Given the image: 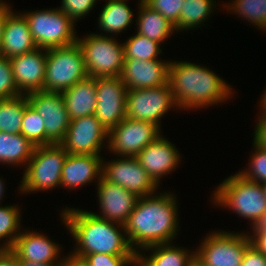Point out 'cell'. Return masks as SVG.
<instances>
[{"label":"cell","mask_w":266,"mask_h":266,"mask_svg":"<svg viewBox=\"0 0 266 266\" xmlns=\"http://www.w3.org/2000/svg\"><path fill=\"white\" fill-rule=\"evenodd\" d=\"M146 5L158 11L171 24L179 23V16L184 0H142Z\"/></svg>","instance_id":"37"},{"label":"cell","mask_w":266,"mask_h":266,"mask_svg":"<svg viewBox=\"0 0 266 266\" xmlns=\"http://www.w3.org/2000/svg\"><path fill=\"white\" fill-rule=\"evenodd\" d=\"M17 264L18 266H66L67 262H58V263H36L34 261L22 260L17 255Z\"/></svg>","instance_id":"44"},{"label":"cell","mask_w":266,"mask_h":266,"mask_svg":"<svg viewBox=\"0 0 266 266\" xmlns=\"http://www.w3.org/2000/svg\"><path fill=\"white\" fill-rule=\"evenodd\" d=\"M169 60L124 59L122 82L128 90L154 88L168 82Z\"/></svg>","instance_id":"19"},{"label":"cell","mask_w":266,"mask_h":266,"mask_svg":"<svg viewBox=\"0 0 266 266\" xmlns=\"http://www.w3.org/2000/svg\"><path fill=\"white\" fill-rule=\"evenodd\" d=\"M168 82L179 110L225 103L234 94L214 71L188 61H169Z\"/></svg>","instance_id":"3"},{"label":"cell","mask_w":266,"mask_h":266,"mask_svg":"<svg viewBox=\"0 0 266 266\" xmlns=\"http://www.w3.org/2000/svg\"><path fill=\"white\" fill-rule=\"evenodd\" d=\"M21 230L23 231L16 238L11 248L20 259L36 263L67 262L68 254L64 258H60L61 256L59 255L62 248L59 244L49 239L47 235L38 233L37 230L36 232L27 229Z\"/></svg>","instance_id":"20"},{"label":"cell","mask_w":266,"mask_h":266,"mask_svg":"<svg viewBox=\"0 0 266 266\" xmlns=\"http://www.w3.org/2000/svg\"><path fill=\"white\" fill-rule=\"evenodd\" d=\"M135 157L158 186L161 178L173 172L181 162L178 149L162 134Z\"/></svg>","instance_id":"17"},{"label":"cell","mask_w":266,"mask_h":266,"mask_svg":"<svg viewBox=\"0 0 266 266\" xmlns=\"http://www.w3.org/2000/svg\"><path fill=\"white\" fill-rule=\"evenodd\" d=\"M254 233L266 232V212L251 226Z\"/></svg>","instance_id":"45"},{"label":"cell","mask_w":266,"mask_h":266,"mask_svg":"<svg viewBox=\"0 0 266 266\" xmlns=\"http://www.w3.org/2000/svg\"><path fill=\"white\" fill-rule=\"evenodd\" d=\"M28 103L44 120L46 136L61 143L67 134L70 119L62 93L33 91L26 94Z\"/></svg>","instance_id":"15"},{"label":"cell","mask_w":266,"mask_h":266,"mask_svg":"<svg viewBox=\"0 0 266 266\" xmlns=\"http://www.w3.org/2000/svg\"><path fill=\"white\" fill-rule=\"evenodd\" d=\"M102 155L68 154L61 172V187L81 188L102 177Z\"/></svg>","instance_id":"21"},{"label":"cell","mask_w":266,"mask_h":266,"mask_svg":"<svg viewBox=\"0 0 266 266\" xmlns=\"http://www.w3.org/2000/svg\"><path fill=\"white\" fill-rule=\"evenodd\" d=\"M87 76L83 54L77 42L47 49L45 92L62 93Z\"/></svg>","instance_id":"7"},{"label":"cell","mask_w":266,"mask_h":266,"mask_svg":"<svg viewBox=\"0 0 266 266\" xmlns=\"http://www.w3.org/2000/svg\"><path fill=\"white\" fill-rule=\"evenodd\" d=\"M0 266H18L16 254L11 249H0Z\"/></svg>","instance_id":"42"},{"label":"cell","mask_w":266,"mask_h":266,"mask_svg":"<svg viewBox=\"0 0 266 266\" xmlns=\"http://www.w3.org/2000/svg\"><path fill=\"white\" fill-rule=\"evenodd\" d=\"M241 266H266V255L250 244L244 252Z\"/></svg>","instance_id":"39"},{"label":"cell","mask_w":266,"mask_h":266,"mask_svg":"<svg viewBox=\"0 0 266 266\" xmlns=\"http://www.w3.org/2000/svg\"><path fill=\"white\" fill-rule=\"evenodd\" d=\"M3 180H4L3 178H0V203H1V201H2V198L4 197L3 194L5 193V192H4V190H5V189H4V188H5L4 184H5V183L3 182Z\"/></svg>","instance_id":"48"},{"label":"cell","mask_w":266,"mask_h":266,"mask_svg":"<svg viewBox=\"0 0 266 266\" xmlns=\"http://www.w3.org/2000/svg\"><path fill=\"white\" fill-rule=\"evenodd\" d=\"M70 120L94 115L97 106L95 78L87 76L62 92Z\"/></svg>","instance_id":"23"},{"label":"cell","mask_w":266,"mask_h":266,"mask_svg":"<svg viewBox=\"0 0 266 266\" xmlns=\"http://www.w3.org/2000/svg\"><path fill=\"white\" fill-rule=\"evenodd\" d=\"M38 48L63 47L77 42L75 22L58 7L22 13Z\"/></svg>","instance_id":"8"},{"label":"cell","mask_w":266,"mask_h":266,"mask_svg":"<svg viewBox=\"0 0 266 266\" xmlns=\"http://www.w3.org/2000/svg\"><path fill=\"white\" fill-rule=\"evenodd\" d=\"M122 158V159H121ZM121 158L102 160V177L117 184L138 197L155 194L159 187L140 165L136 157L122 156Z\"/></svg>","instance_id":"12"},{"label":"cell","mask_w":266,"mask_h":266,"mask_svg":"<svg viewBox=\"0 0 266 266\" xmlns=\"http://www.w3.org/2000/svg\"><path fill=\"white\" fill-rule=\"evenodd\" d=\"M68 152L60 144L35 146L20 182V192L36 193L61 187V172Z\"/></svg>","instance_id":"5"},{"label":"cell","mask_w":266,"mask_h":266,"mask_svg":"<svg viewBox=\"0 0 266 266\" xmlns=\"http://www.w3.org/2000/svg\"><path fill=\"white\" fill-rule=\"evenodd\" d=\"M233 14L244 17L248 22L253 24L255 28H260L266 32V0H232L223 4Z\"/></svg>","instance_id":"30"},{"label":"cell","mask_w":266,"mask_h":266,"mask_svg":"<svg viewBox=\"0 0 266 266\" xmlns=\"http://www.w3.org/2000/svg\"><path fill=\"white\" fill-rule=\"evenodd\" d=\"M220 231L205 236L194 251L196 260L202 266H241L244 252L251 244L250 232Z\"/></svg>","instance_id":"9"},{"label":"cell","mask_w":266,"mask_h":266,"mask_svg":"<svg viewBox=\"0 0 266 266\" xmlns=\"http://www.w3.org/2000/svg\"><path fill=\"white\" fill-rule=\"evenodd\" d=\"M216 188L212 194L213 204L234 210L238 216L251 221V226L266 212V197L261 184L247 180L238 172Z\"/></svg>","instance_id":"4"},{"label":"cell","mask_w":266,"mask_h":266,"mask_svg":"<svg viewBox=\"0 0 266 266\" xmlns=\"http://www.w3.org/2000/svg\"><path fill=\"white\" fill-rule=\"evenodd\" d=\"M261 186H262V189H263L264 195H265V197H266V182L261 183Z\"/></svg>","instance_id":"50"},{"label":"cell","mask_w":266,"mask_h":266,"mask_svg":"<svg viewBox=\"0 0 266 266\" xmlns=\"http://www.w3.org/2000/svg\"><path fill=\"white\" fill-rule=\"evenodd\" d=\"M187 266H202L194 257L193 260Z\"/></svg>","instance_id":"49"},{"label":"cell","mask_w":266,"mask_h":266,"mask_svg":"<svg viewBox=\"0 0 266 266\" xmlns=\"http://www.w3.org/2000/svg\"><path fill=\"white\" fill-rule=\"evenodd\" d=\"M83 54L86 73L89 77L120 76L124 66V47L113 35L96 33L77 38Z\"/></svg>","instance_id":"6"},{"label":"cell","mask_w":266,"mask_h":266,"mask_svg":"<svg viewBox=\"0 0 266 266\" xmlns=\"http://www.w3.org/2000/svg\"><path fill=\"white\" fill-rule=\"evenodd\" d=\"M28 104L26 95L0 100V132L21 133L22 118Z\"/></svg>","instance_id":"29"},{"label":"cell","mask_w":266,"mask_h":266,"mask_svg":"<svg viewBox=\"0 0 266 266\" xmlns=\"http://www.w3.org/2000/svg\"><path fill=\"white\" fill-rule=\"evenodd\" d=\"M122 44L124 59L160 60L157 57L162 53L161 43L150 40L139 33L132 35Z\"/></svg>","instance_id":"32"},{"label":"cell","mask_w":266,"mask_h":266,"mask_svg":"<svg viewBox=\"0 0 266 266\" xmlns=\"http://www.w3.org/2000/svg\"><path fill=\"white\" fill-rule=\"evenodd\" d=\"M264 93L262 94V97L260 98V104H259V109L261 113H259L258 117H263L266 118V88L263 91Z\"/></svg>","instance_id":"46"},{"label":"cell","mask_w":266,"mask_h":266,"mask_svg":"<svg viewBox=\"0 0 266 266\" xmlns=\"http://www.w3.org/2000/svg\"><path fill=\"white\" fill-rule=\"evenodd\" d=\"M97 106L95 116L107 131L126 118L128 88L120 76L95 78Z\"/></svg>","instance_id":"13"},{"label":"cell","mask_w":266,"mask_h":266,"mask_svg":"<svg viewBox=\"0 0 266 266\" xmlns=\"http://www.w3.org/2000/svg\"><path fill=\"white\" fill-rule=\"evenodd\" d=\"M86 266H136L137 256H117L104 253L69 255Z\"/></svg>","instance_id":"35"},{"label":"cell","mask_w":266,"mask_h":266,"mask_svg":"<svg viewBox=\"0 0 266 266\" xmlns=\"http://www.w3.org/2000/svg\"><path fill=\"white\" fill-rule=\"evenodd\" d=\"M215 3L216 0H184L180 11L179 23L175 26L176 31L182 32L200 28V25H203L211 13L215 11Z\"/></svg>","instance_id":"28"},{"label":"cell","mask_w":266,"mask_h":266,"mask_svg":"<svg viewBox=\"0 0 266 266\" xmlns=\"http://www.w3.org/2000/svg\"><path fill=\"white\" fill-rule=\"evenodd\" d=\"M160 135L161 129L152 122L125 118L108 131L105 146L120 157H135Z\"/></svg>","instance_id":"11"},{"label":"cell","mask_w":266,"mask_h":266,"mask_svg":"<svg viewBox=\"0 0 266 266\" xmlns=\"http://www.w3.org/2000/svg\"><path fill=\"white\" fill-rule=\"evenodd\" d=\"M37 45L31 35L27 19L22 13L13 10L6 16L4 26L1 55L11 58L23 55L37 49Z\"/></svg>","instance_id":"22"},{"label":"cell","mask_w":266,"mask_h":266,"mask_svg":"<svg viewBox=\"0 0 266 266\" xmlns=\"http://www.w3.org/2000/svg\"><path fill=\"white\" fill-rule=\"evenodd\" d=\"M252 144L254 153L248 163L249 168L238 171V173L247 180L261 184L266 182V148L259 146L255 141Z\"/></svg>","instance_id":"34"},{"label":"cell","mask_w":266,"mask_h":266,"mask_svg":"<svg viewBox=\"0 0 266 266\" xmlns=\"http://www.w3.org/2000/svg\"><path fill=\"white\" fill-rule=\"evenodd\" d=\"M157 194L159 192L139 197L124 224L127 239L136 254L149 246L171 243L179 232L176 195L169 191Z\"/></svg>","instance_id":"1"},{"label":"cell","mask_w":266,"mask_h":266,"mask_svg":"<svg viewBox=\"0 0 266 266\" xmlns=\"http://www.w3.org/2000/svg\"><path fill=\"white\" fill-rule=\"evenodd\" d=\"M172 107L179 109L169 82L154 88L127 92L126 118L152 122L161 128V118Z\"/></svg>","instance_id":"10"},{"label":"cell","mask_w":266,"mask_h":266,"mask_svg":"<svg viewBox=\"0 0 266 266\" xmlns=\"http://www.w3.org/2000/svg\"><path fill=\"white\" fill-rule=\"evenodd\" d=\"M97 0H62L60 10L70 17L74 22L84 18L94 5L96 6Z\"/></svg>","instance_id":"38"},{"label":"cell","mask_w":266,"mask_h":266,"mask_svg":"<svg viewBox=\"0 0 266 266\" xmlns=\"http://www.w3.org/2000/svg\"><path fill=\"white\" fill-rule=\"evenodd\" d=\"M172 244H157L142 249V251L151 250L152 253L149 252L151 255L146 256L139 251L136 266H187L195 257V252H189L186 248L177 245L175 247Z\"/></svg>","instance_id":"24"},{"label":"cell","mask_w":266,"mask_h":266,"mask_svg":"<svg viewBox=\"0 0 266 266\" xmlns=\"http://www.w3.org/2000/svg\"><path fill=\"white\" fill-rule=\"evenodd\" d=\"M60 214L76 244L70 255L137 256L127 239L124 225L99 218L83 209L66 207Z\"/></svg>","instance_id":"2"},{"label":"cell","mask_w":266,"mask_h":266,"mask_svg":"<svg viewBox=\"0 0 266 266\" xmlns=\"http://www.w3.org/2000/svg\"><path fill=\"white\" fill-rule=\"evenodd\" d=\"M97 197L101 213L90 211L95 216L124 225L136 206L139 197L123 187L106 181H97Z\"/></svg>","instance_id":"16"},{"label":"cell","mask_w":266,"mask_h":266,"mask_svg":"<svg viewBox=\"0 0 266 266\" xmlns=\"http://www.w3.org/2000/svg\"><path fill=\"white\" fill-rule=\"evenodd\" d=\"M108 1V2H107ZM127 0H106V4L98 17V27L105 33L101 36H109L111 34H119L124 32L134 22V14L132 9L126 2ZM108 32V33H107Z\"/></svg>","instance_id":"26"},{"label":"cell","mask_w":266,"mask_h":266,"mask_svg":"<svg viewBox=\"0 0 266 266\" xmlns=\"http://www.w3.org/2000/svg\"><path fill=\"white\" fill-rule=\"evenodd\" d=\"M253 234L249 235L251 245L266 255V232Z\"/></svg>","instance_id":"41"},{"label":"cell","mask_w":266,"mask_h":266,"mask_svg":"<svg viewBox=\"0 0 266 266\" xmlns=\"http://www.w3.org/2000/svg\"><path fill=\"white\" fill-rule=\"evenodd\" d=\"M5 4H7L6 1H4V0H0V6L5 5Z\"/></svg>","instance_id":"51"},{"label":"cell","mask_w":266,"mask_h":266,"mask_svg":"<svg viewBox=\"0 0 266 266\" xmlns=\"http://www.w3.org/2000/svg\"><path fill=\"white\" fill-rule=\"evenodd\" d=\"M257 119L253 140L259 146L266 148V118L259 117Z\"/></svg>","instance_id":"40"},{"label":"cell","mask_w":266,"mask_h":266,"mask_svg":"<svg viewBox=\"0 0 266 266\" xmlns=\"http://www.w3.org/2000/svg\"><path fill=\"white\" fill-rule=\"evenodd\" d=\"M66 266H86V265L83 264L80 260L72 258L71 256L68 255Z\"/></svg>","instance_id":"47"},{"label":"cell","mask_w":266,"mask_h":266,"mask_svg":"<svg viewBox=\"0 0 266 266\" xmlns=\"http://www.w3.org/2000/svg\"><path fill=\"white\" fill-rule=\"evenodd\" d=\"M108 131L95 115L70 120L65 139L60 143L68 154L100 155Z\"/></svg>","instance_id":"14"},{"label":"cell","mask_w":266,"mask_h":266,"mask_svg":"<svg viewBox=\"0 0 266 266\" xmlns=\"http://www.w3.org/2000/svg\"><path fill=\"white\" fill-rule=\"evenodd\" d=\"M138 4L139 11L135 24L138 26L137 33L161 44L174 34L175 26L158 11L150 8L142 0H139Z\"/></svg>","instance_id":"25"},{"label":"cell","mask_w":266,"mask_h":266,"mask_svg":"<svg viewBox=\"0 0 266 266\" xmlns=\"http://www.w3.org/2000/svg\"><path fill=\"white\" fill-rule=\"evenodd\" d=\"M12 11L9 3L0 6V55L6 16Z\"/></svg>","instance_id":"43"},{"label":"cell","mask_w":266,"mask_h":266,"mask_svg":"<svg viewBox=\"0 0 266 266\" xmlns=\"http://www.w3.org/2000/svg\"><path fill=\"white\" fill-rule=\"evenodd\" d=\"M22 95L14 82L10 58L0 55V100Z\"/></svg>","instance_id":"36"},{"label":"cell","mask_w":266,"mask_h":266,"mask_svg":"<svg viewBox=\"0 0 266 266\" xmlns=\"http://www.w3.org/2000/svg\"><path fill=\"white\" fill-rule=\"evenodd\" d=\"M46 55L47 49L37 48L10 58L13 79L21 94L44 91Z\"/></svg>","instance_id":"18"},{"label":"cell","mask_w":266,"mask_h":266,"mask_svg":"<svg viewBox=\"0 0 266 266\" xmlns=\"http://www.w3.org/2000/svg\"><path fill=\"white\" fill-rule=\"evenodd\" d=\"M44 120L28 103L22 118L21 134L34 146L54 144L47 136Z\"/></svg>","instance_id":"33"},{"label":"cell","mask_w":266,"mask_h":266,"mask_svg":"<svg viewBox=\"0 0 266 266\" xmlns=\"http://www.w3.org/2000/svg\"><path fill=\"white\" fill-rule=\"evenodd\" d=\"M20 210L17 205H0V241L2 242L3 239L0 249H11L20 235V218L22 217Z\"/></svg>","instance_id":"31"},{"label":"cell","mask_w":266,"mask_h":266,"mask_svg":"<svg viewBox=\"0 0 266 266\" xmlns=\"http://www.w3.org/2000/svg\"><path fill=\"white\" fill-rule=\"evenodd\" d=\"M35 146L21 133L0 132V163L11 166H27Z\"/></svg>","instance_id":"27"}]
</instances>
